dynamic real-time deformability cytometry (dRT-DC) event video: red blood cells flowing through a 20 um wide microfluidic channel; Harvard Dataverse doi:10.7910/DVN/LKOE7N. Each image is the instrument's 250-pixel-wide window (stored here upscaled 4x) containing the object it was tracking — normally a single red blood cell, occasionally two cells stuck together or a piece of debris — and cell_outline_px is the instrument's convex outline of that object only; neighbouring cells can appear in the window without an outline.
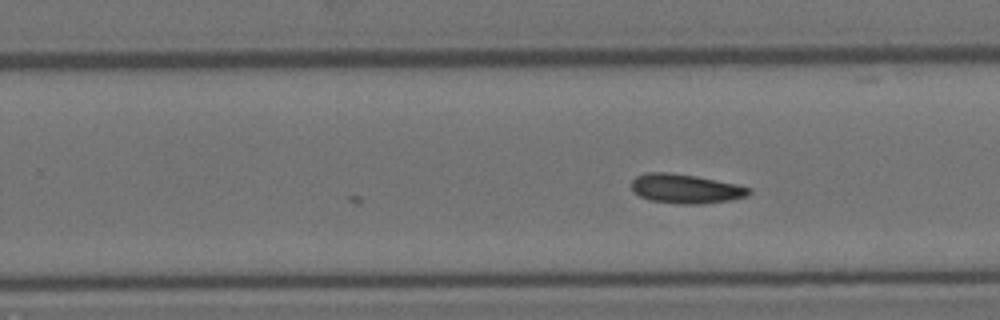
{"species": "Egyptian fruit bat (a non-hibernating species)", "species_latin": "Rousettus aegyptiacus", "temperature_condition": "room temperature", "stored_images_in_passage": 11, "camera_frame_rate_fps": 3000, "um_per_image_px": 0.085, "animal": {"sex": "female"}, "frame": {"image": 1, "passage_image": 11, "time_ms": 3.333, "image_size_px": [1000, 320], "cell_outline_px": [[752, 192], [748, 196], [728, 200], [704, 204], [680, 204], [648, 200], [632, 192], [632, 180], [636, 176], [648, 172], [668, 172], [696, 176], [736, 184], [752, 188]], "centroid_in_image_um": [58.28, 16.04], "position_along_channel_um": 271.5, "area_um2": 20.17}}